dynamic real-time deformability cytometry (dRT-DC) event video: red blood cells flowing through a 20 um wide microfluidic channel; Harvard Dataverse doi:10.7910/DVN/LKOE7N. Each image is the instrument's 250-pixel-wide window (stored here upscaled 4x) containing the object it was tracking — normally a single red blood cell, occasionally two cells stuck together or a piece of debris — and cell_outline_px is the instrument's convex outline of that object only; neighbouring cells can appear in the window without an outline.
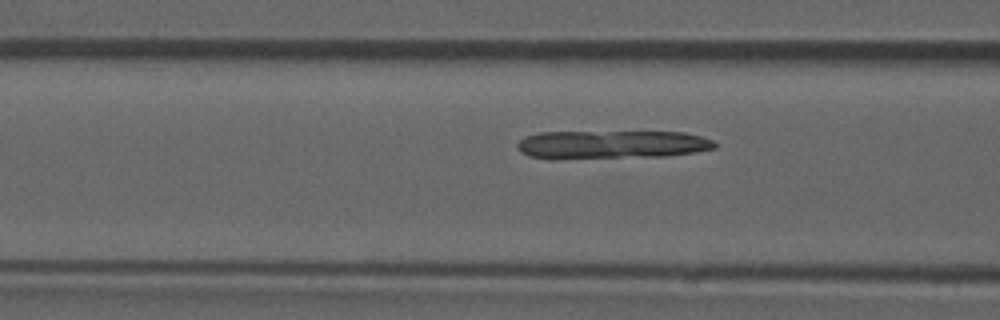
{"species": "common noctule bat (a hibernating species)", "species_latin": "Nyctalus noctula", "temperature_condition": "room temperature", "stored_images_in_passage": 54, "camera_frame_rate_fps": 3000, "um_per_image_px": 0.085, "animal": {"sex": "male", "forearm_length_mm": 52.5}, "frame": {"image": 1, "passage_image": 21, "time_ms": 6.667, "image_size_px": [1000, 320], "cell_outline_px": [[716, 148], [696, 152], [664, 156], [528, 156], [520, 152], [516, 148], [516, 144], [524, 136], [540, 132], [684, 132], [700, 136], [712, 140], [716, 144]], "centroid_in_image_um": [52.06, 12.24], "position_along_channel_um": 114.5, "area_um2": 31.33}}
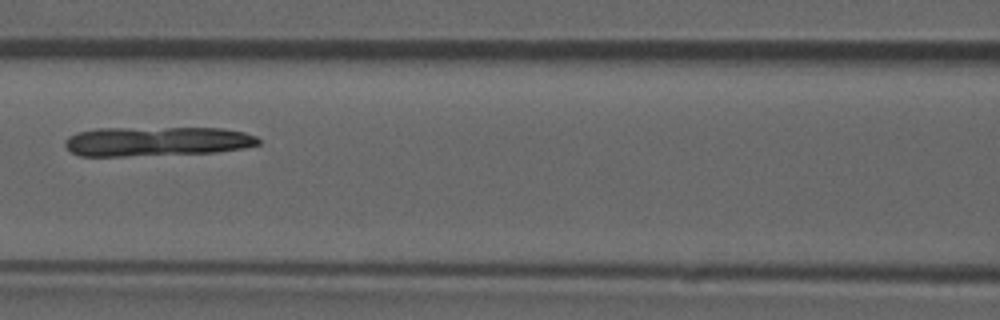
{"frame": {"image": 2, "passage_image": 24, "time_ms": 7.667, "image_size_px": [1000, 320], "cell_outline_px": [[260, 144], [244, 148], [216, 152], [124, 156], [80, 156], [72, 152], [64, 144], [64, 140], [68, 136], [76, 132], [96, 128], [220, 128], [244, 132], [256, 136], [260, 140]], "centroid_in_image_um": [13.3, 12.01], "position_along_channel_um": 153.3, "area_um2": 33.29}}
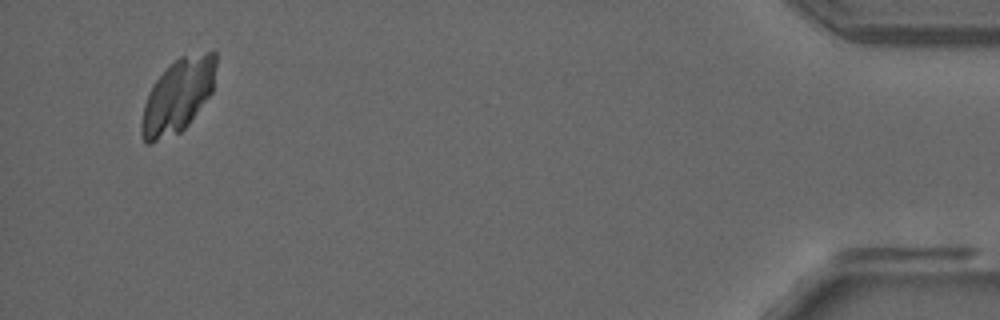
{"frame": {"image": 3, "passage_image": 51, "time_ms": 16.667, "image_size_px": [1000, 320], "cell_outline_px": [[216, 68], [212, 92], [188, 124], [180, 132], [148, 144], [144, 144], [140, 132], [140, 124], [144, 104], [148, 92], [156, 80], [180, 56], [208, 52], [216, 52]], "centroid_in_image_um": [15.1, 8.17], "position_along_channel_um": 420.1, "area_um2": 31.67}}